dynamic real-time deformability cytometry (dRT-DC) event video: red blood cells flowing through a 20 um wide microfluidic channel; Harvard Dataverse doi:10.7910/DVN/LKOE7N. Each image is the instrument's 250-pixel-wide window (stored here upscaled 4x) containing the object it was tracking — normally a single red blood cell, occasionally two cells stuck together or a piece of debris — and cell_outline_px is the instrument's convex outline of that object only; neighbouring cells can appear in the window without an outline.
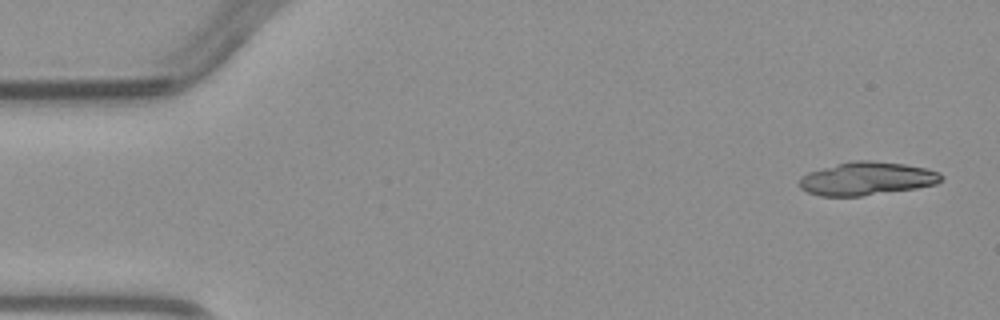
{"species": "common noctule bat (a hibernating species)", "species_latin": "Nyctalus noctula", "temperature_condition": "warm", "stored_images_in_passage": 4, "camera_frame_rate_fps": 3000, "um_per_image_px": 0.085, "animal": {"sex": "male", "body_mass_g": 23.1, "forearm_length_mm": 52.7}, "frame": {"image": 1, "passage_image": 1, "time_ms": 0.0, "image_size_px": [1000, 320], "cell_outline_px": [[944, 180], [936, 184], [916, 188], [860, 196], [820, 196], [808, 192], [800, 188], [800, 176], [808, 172], [836, 164], [852, 160], [872, 160], [904, 164], [924, 168], [940, 172], [944, 176]], "centroid_in_image_um": [73.69, 15.17], "position_along_channel_um": 11.3, "area_um2": 27.51}}